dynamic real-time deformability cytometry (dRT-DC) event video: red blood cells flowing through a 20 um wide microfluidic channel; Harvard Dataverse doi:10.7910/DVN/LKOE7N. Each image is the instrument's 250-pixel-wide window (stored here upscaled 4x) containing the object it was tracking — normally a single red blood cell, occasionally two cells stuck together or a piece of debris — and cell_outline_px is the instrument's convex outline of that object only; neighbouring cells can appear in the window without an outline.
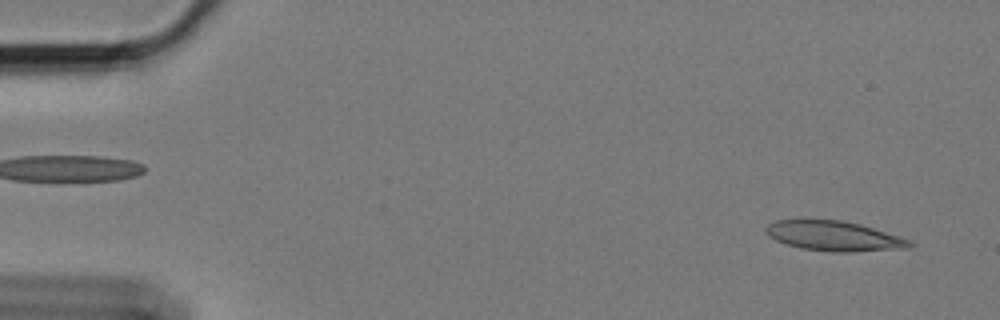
{"species": "Egyptian fruit bat (a non-hibernating species)", "species_latin": "Rousettus aegyptiacus", "temperature_condition": "cold", "stored_images_in_passage": 59, "camera_frame_rate_fps": 3000, "um_per_image_px": 0.085, "animal": {"sex": "female"}, "frame": {"image": 1, "passage_image": 3, "time_ms": 0.667, "image_size_px": [1000, 320], "cell_outline_px": [[912, 248], [852, 252], [832, 252], [800, 248], [776, 240], [768, 236], [764, 232], [764, 228], [768, 224], [776, 220], [840, 220], [860, 224], [900, 236], [908, 240], [912, 244]], "centroid_in_image_um": [70.88, 20.07], "position_along_channel_um": 14.1, "area_um2": 25.03}}
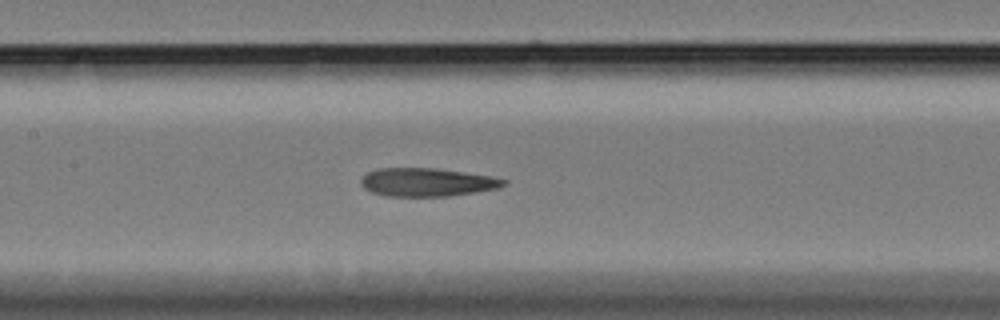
{"frame": {"image": 2, "passage_image": 27, "time_ms": 8.667, "image_size_px": [1000, 320], "cell_outline_px": [[508, 184], [496, 188], [476, 192], [448, 196], [384, 196], [372, 192], [364, 188], [360, 184], [360, 180], [368, 172], [376, 168], [436, 168], [492, 176], [508, 180]], "centroid_in_image_um": [36.3, 15.48], "position_along_channel_um": 171.1, "area_um2": 23.64}}
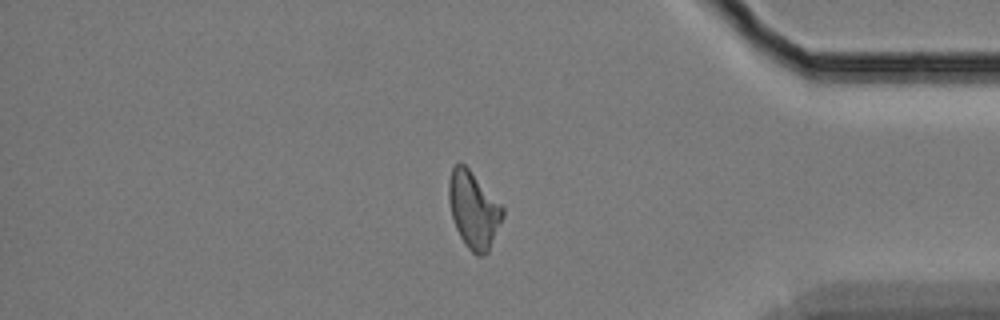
{"frame": {"image": 3, "passage_image": 49, "time_ms": 16.0, "image_size_px": [1000, 320], "cell_outline_px": [[504, 216], [488, 252], [484, 256], [476, 256], [468, 248], [460, 236], [456, 228], [452, 216], [448, 200], [448, 180], [452, 168], [456, 164], [464, 164], [504, 204]], "centroid_in_image_um": [40.28, 17.83], "position_along_channel_um": 394.9, "area_um2": 24.39}, "authors_computed_cell_mechanics": {"area_um2": 24.1604, "velocity_mm_per_s": 3.3839, "shape_relaxation_time_tau1_ms": null, "shape_relaxation_time_tau2_ms": 5.3192, "deformation_change_tau1": null, "deformation_change_tau2": 0.1617}}